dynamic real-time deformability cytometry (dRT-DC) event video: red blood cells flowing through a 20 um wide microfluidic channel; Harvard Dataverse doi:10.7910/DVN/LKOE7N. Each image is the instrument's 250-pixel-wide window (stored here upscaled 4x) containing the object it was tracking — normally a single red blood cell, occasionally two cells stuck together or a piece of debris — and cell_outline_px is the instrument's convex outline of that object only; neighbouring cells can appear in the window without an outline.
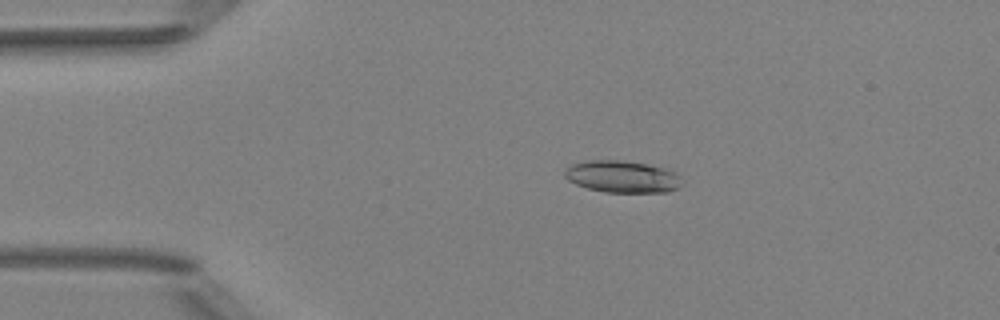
{"species": "Egyptian fruit bat (a non-hibernating species)", "species_latin": "Rousettus aegyptiacus", "temperature_condition": "room temperature", "stored_images_in_passage": 52, "camera_frame_rate_fps": 3000, "um_per_image_px": 0.085, "animal": {"sex": "female"}, "frame": {"image": 1, "passage_image": 11, "time_ms": 3.333, "image_size_px": [1000, 320], "cell_outline_px": [[684, 184], [668, 192], [604, 192], [588, 188], [576, 184], [568, 180], [564, 176], [564, 172], [572, 164], [584, 160], [620, 160], [648, 164], [664, 168], [676, 172], [680, 176]], "centroid_in_image_um": [52.92, 15.01], "position_along_channel_um": 32.1, "area_um2": 21.96}}
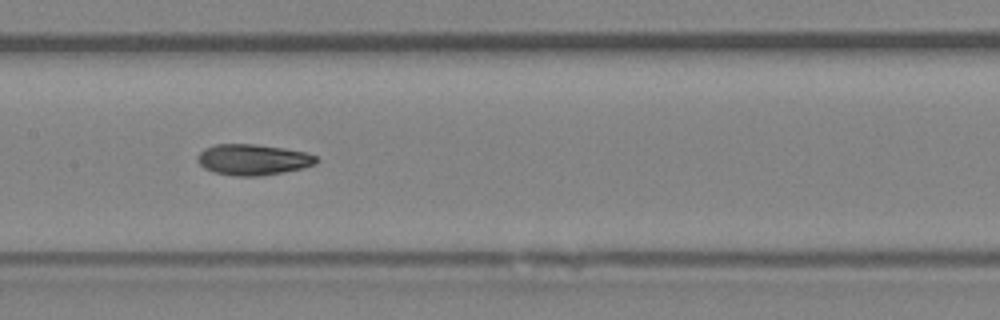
{"frame": {"image": 2, "passage_image": 26, "time_ms": 8.333, "image_size_px": [1000, 320], "cell_outline_px": [[320, 160], [316, 164], [304, 168], [284, 172], [260, 176], [232, 176], [212, 172], [204, 168], [196, 160], [196, 156], [204, 148], [216, 144], [256, 144], [284, 148], [308, 152], [316, 156]], "centroid_in_image_um": [21.52, 13.57], "position_along_channel_um": 185.9, "area_um2": 21.79}}
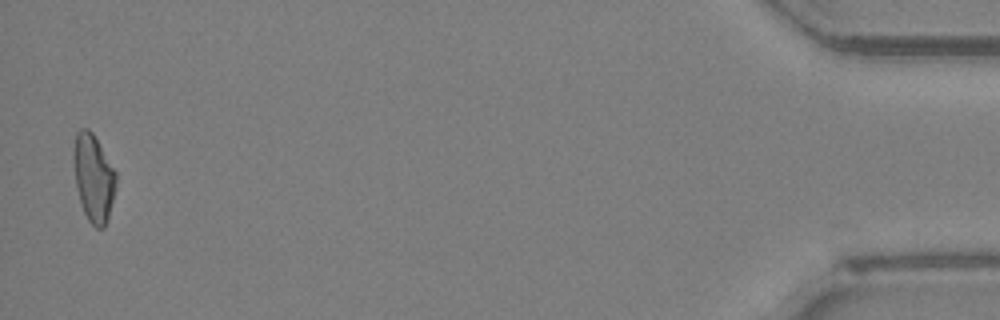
{"frame": {"image": 3, "passage_image": 51, "time_ms": 16.667, "image_size_px": [1000, 320], "cell_outline_px": [[116, 188], [108, 216], [104, 228], [96, 228], [88, 220], [84, 212], [76, 188], [72, 160], [72, 152], [76, 132], [80, 128], [88, 128], [92, 132], [116, 172]], "centroid_in_image_um": [7.92, 15.09], "position_along_channel_um": 427.3, "area_um2": 21.68}, "authors_computed_cell_mechanics": {"area_um2": 21.6172, "velocity_mm_per_s": 4.0168, "shape_relaxation_time_tau1_ms": 6.7459, "shape_relaxation_time_tau2_ms": 2.8487, "deformation_change_tau1": 0.1771, "deformation_change_tau2": 0.0866}}